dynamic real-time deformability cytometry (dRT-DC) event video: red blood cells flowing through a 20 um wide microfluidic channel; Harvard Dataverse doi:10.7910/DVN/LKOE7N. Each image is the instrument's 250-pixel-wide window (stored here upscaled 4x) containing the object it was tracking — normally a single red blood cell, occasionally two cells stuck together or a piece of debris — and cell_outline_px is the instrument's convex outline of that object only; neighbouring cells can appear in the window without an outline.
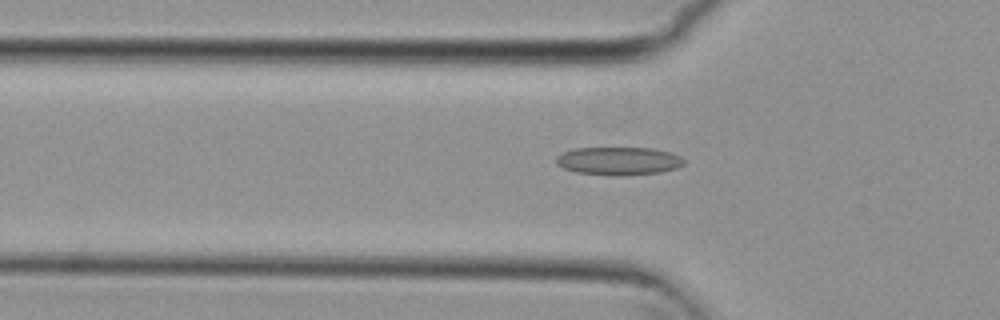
{"species": "common noctule bat (a hibernating species)", "species_latin": "Nyctalus noctula", "temperature_condition": "cold", "stored_images_in_passage": 55, "camera_frame_rate_fps": 3000, "um_per_image_px": 0.085, "animal": {"sex": "female", "body_mass_g": 29.2, "forearm_length_mm": 56.3}, "frame": {"image": 1, "passage_image": 18, "time_ms": 5.667, "image_size_px": [1000, 320], "cell_outline_px": [[684, 164], [676, 168], [660, 172], [620, 176], [576, 172], [564, 168], [556, 164], [556, 156], [560, 152], [572, 148], [652, 148], [672, 152], [680, 156], [684, 160]], "centroid_in_image_um": [52.56, 13.67], "position_along_channel_um": 73.2, "area_um2": 21.04}}
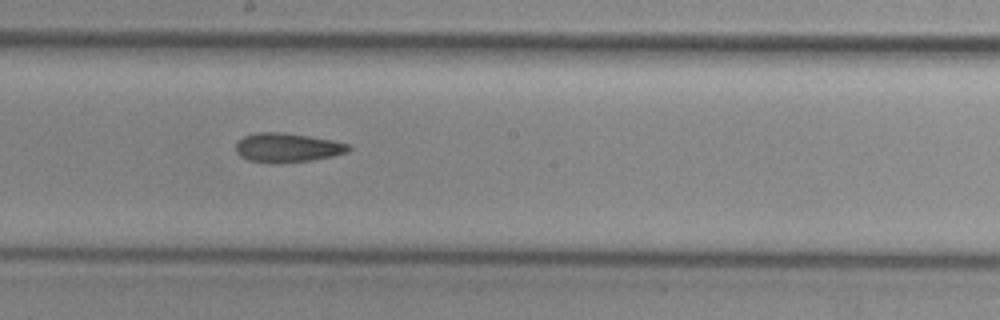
{"frame": {"image": 2, "passage_image": 30, "time_ms": 9.667, "image_size_px": [1000, 320], "cell_outline_px": [[352, 148], [348, 152], [332, 156], [312, 160], [272, 164], [248, 160], [240, 156], [236, 152], [236, 140], [244, 136], [256, 132], [284, 132], [332, 140], [348, 144]], "centroid_in_image_um": [24.39, 12.55], "position_along_channel_um": 223.8, "area_um2": 19.36}}
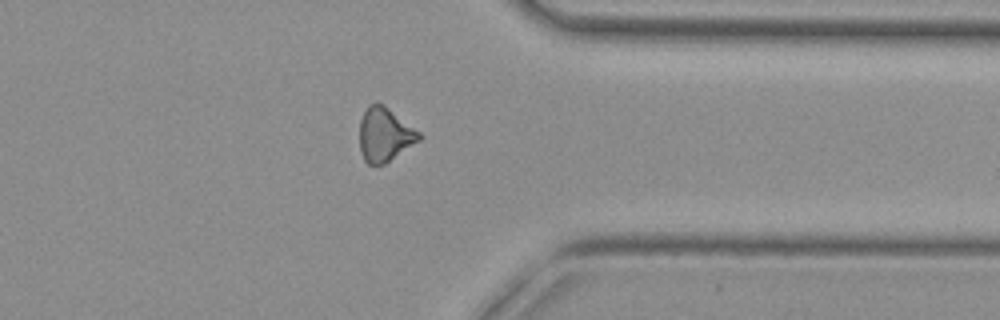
{"frame": {"image": 3, "passage_image": 43, "time_ms": 14.0, "image_size_px": [1000, 320], "cell_outline_px": [[424, 136], [420, 140], [384, 164], [368, 164], [364, 160], [360, 152], [360, 120], [368, 104], [376, 100], [384, 104], [420, 132]], "centroid_in_image_um": [32.7, 11.41], "position_along_channel_um": 378.7, "area_um2": 18.84}}